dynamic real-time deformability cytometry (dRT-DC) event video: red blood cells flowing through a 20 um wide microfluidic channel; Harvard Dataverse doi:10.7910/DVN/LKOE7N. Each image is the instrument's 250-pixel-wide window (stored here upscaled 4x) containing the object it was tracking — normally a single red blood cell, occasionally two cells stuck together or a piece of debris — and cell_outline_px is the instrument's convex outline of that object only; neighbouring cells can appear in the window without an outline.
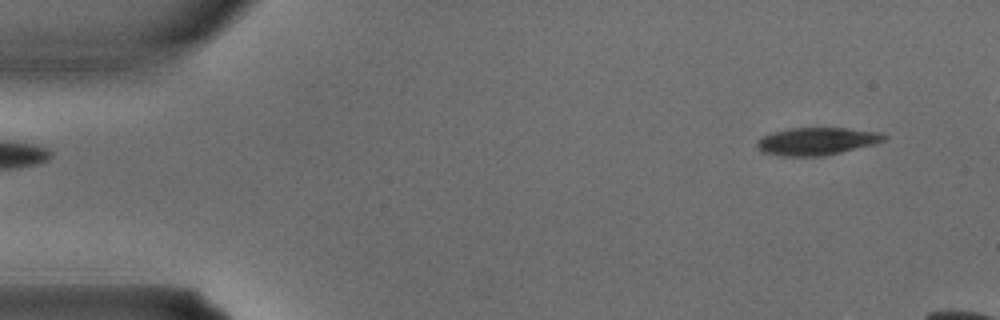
{"species": "common noctule bat (a hibernating species)", "species_latin": "Nyctalus noctula", "temperature_condition": "warm", "stored_images_in_passage": 3, "camera_frame_rate_fps": 3000, "um_per_image_px": 0.085, "animal": {"sex": "male", "body_mass_g": 15.6}, "frame": {"image": 1, "passage_image": 3, "time_ms": 0.667, "image_size_px": [1000, 320], "cell_outline_px": [[888, 136], [884, 140], [876, 144], [824, 156], [780, 156], [764, 152], [756, 148], [756, 140], [772, 132], [792, 128], [848, 128], [880, 132]], "centroid_in_image_um": [69.43, 12.01], "position_along_channel_um": 15.6, "area_um2": 20.52}}